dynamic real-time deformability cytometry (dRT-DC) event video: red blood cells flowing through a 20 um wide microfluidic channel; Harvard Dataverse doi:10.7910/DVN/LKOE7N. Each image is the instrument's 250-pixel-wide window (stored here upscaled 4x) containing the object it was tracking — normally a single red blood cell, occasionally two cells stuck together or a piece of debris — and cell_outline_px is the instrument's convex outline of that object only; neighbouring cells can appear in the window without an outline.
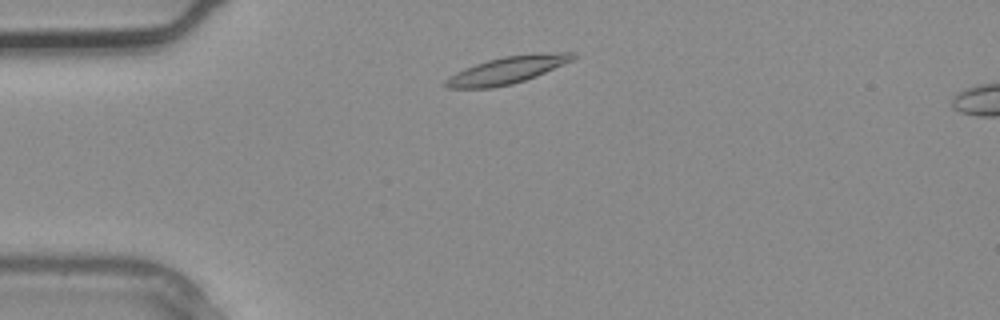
{"species": "common noctule bat (a hibernating species)", "species_latin": "Nyctalus noctula", "temperature_condition": "warm", "stored_images_in_passage": 2, "camera_frame_rate_fps": 3000, "um_per_image_px": 0.085, "animal": {"sex": "male", "body_mass_g": 20.4}, "frame": {"image": 1, "passage_image": 1, "time_ms": 0.0, "image_size_px": [1000, 320], "cell_outline_px": [[576, 56], [572, 60], [536, 76], [512, 84], [492, 88], [448, 88], [444, 84], [444, 80], [448, 76], [464, 68], [488, 60], [504, 56], [560, 52], [576, 52]], "centroid_in_image_um": [43.07, 5.97], "position_along_channel_um": 41.9, "area_um2": 19.88}}